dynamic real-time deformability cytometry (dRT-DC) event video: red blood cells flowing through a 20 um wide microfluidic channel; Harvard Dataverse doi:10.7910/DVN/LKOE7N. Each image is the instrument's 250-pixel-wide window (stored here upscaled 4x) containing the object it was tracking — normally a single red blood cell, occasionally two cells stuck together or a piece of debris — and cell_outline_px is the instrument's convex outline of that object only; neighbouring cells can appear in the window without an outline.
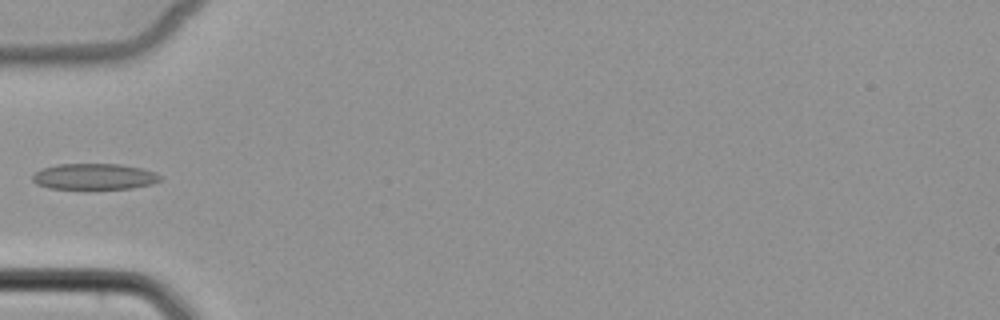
{"species": "common noctule bat (a hibernating species)", "species_latin": "Nyctalus noctula", "temperature_condition": "cold", "stored_images_in_passage": 5, "camera_frame_rate_fps": 3000, "um_per_image_px": 0.085, "animal": {"sex": "female", "body_mass_g": 22.7, "forearm_length_mm": 54.2}, "frame": {"image": 1, "passage_image": 5, "time_ms": 4.667, "image_size_px": [1000, 320], "cell_outline_px": [[160, 180], [152, 184], [132, 188], [88, 192], [48, 188], [36, 184], [32, 180], [32, 176], [40, 168], [56, 164], [120, 164], [140, 168], [156, 172], [160, 176]], "centroid_in_image_um": [7.96, 15.06], "position_along_channel_um": 77.0, "area_um2": 20.46}}